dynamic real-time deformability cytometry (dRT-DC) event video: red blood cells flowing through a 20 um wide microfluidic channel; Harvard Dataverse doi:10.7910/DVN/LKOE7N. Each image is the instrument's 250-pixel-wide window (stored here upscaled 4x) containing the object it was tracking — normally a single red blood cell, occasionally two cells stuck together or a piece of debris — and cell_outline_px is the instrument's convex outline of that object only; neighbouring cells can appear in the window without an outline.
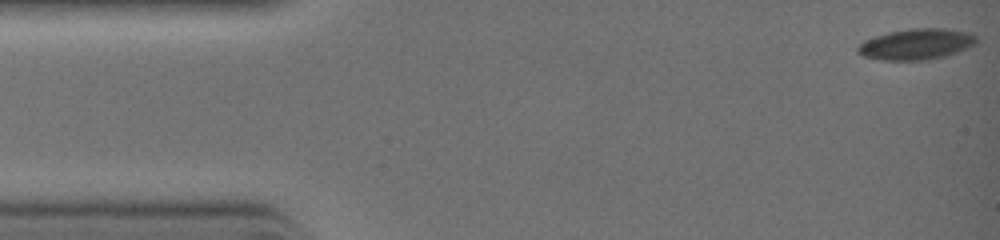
{"species": "common noctule bat (a hibernating species)", "species_latin": "Nyctalus noctula", "temperature_condition": "warm", "stored_images_in_passage": 33, "camera_frame_rate_fps": 3000, "um_per_image_px": 0.085, "animal": {"sex": "female", "body_mass_g": 19.0, "forearm_length_mm": 51.5}, "frame": {"image": 1, "passage_image": 1, "time_ms": 0.0, "image_size_px": [1000, 240], "cell_outline_px": [[980, 40], [976, 44], [968, 48], [944, 56], [924, 60], [880, 60], [864, 56], [856, 52], [856, 48], [864, 40], [888, 32], [908, 28], [948, 28], [968, 32], [976, 36]], "centroid_in_image_um": [77.9, 3.74], "position_along_channel_um": 7.1, "area_um2": 21.56}}
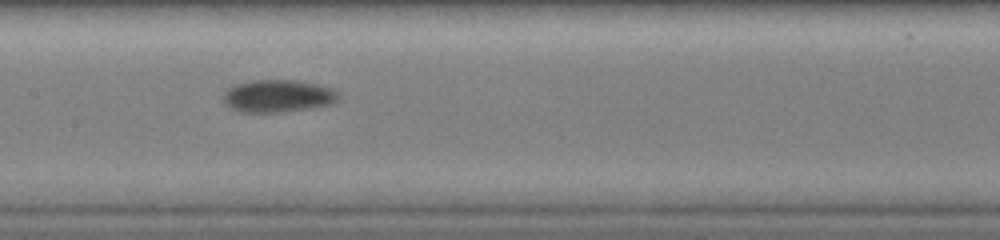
{"frame": {"image": 2, "passage_image": 16, "time_ms": 5.0, "image_size_px": [1000, 240], "cell_outline_px": [[340, 96], [332, 104], [308, 108], [280, 112], [236, 112], [228, 108], [224, 104], [224, 92], [232, 84], [248, 80], [300, 80], [332, 88], [340, 92]], "centroid_in_image_um": [23.58, 8.15], "position_along_channel_um": 183.8, "area_um2": 22.2}}
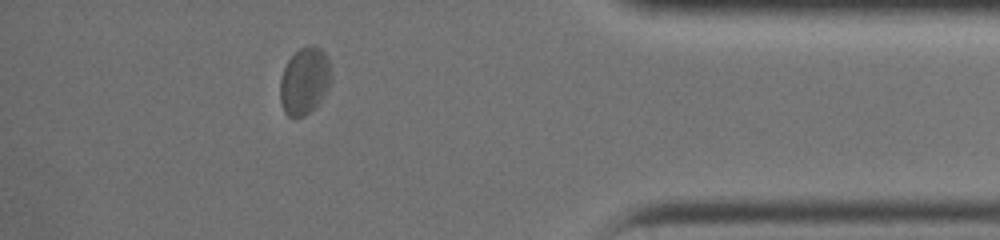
{"frame": {"image": 3, "passage_image": 29, "time_ms": 9.333, "image_size_px": [1000, 240], "cell_outline_px": [[332, 80], [328, 92], [304, 116], [288, 116], [284, 112], [280, 100], [280, 80], [284, 68], [288, 60], [300, 48], [308, 44], [316, 44], [328, 56], [332, 72]], "centroid_in_image_um": [25.92, 6.83], "position_along_channel_um": 409.3, "area_um2": 20.23}}